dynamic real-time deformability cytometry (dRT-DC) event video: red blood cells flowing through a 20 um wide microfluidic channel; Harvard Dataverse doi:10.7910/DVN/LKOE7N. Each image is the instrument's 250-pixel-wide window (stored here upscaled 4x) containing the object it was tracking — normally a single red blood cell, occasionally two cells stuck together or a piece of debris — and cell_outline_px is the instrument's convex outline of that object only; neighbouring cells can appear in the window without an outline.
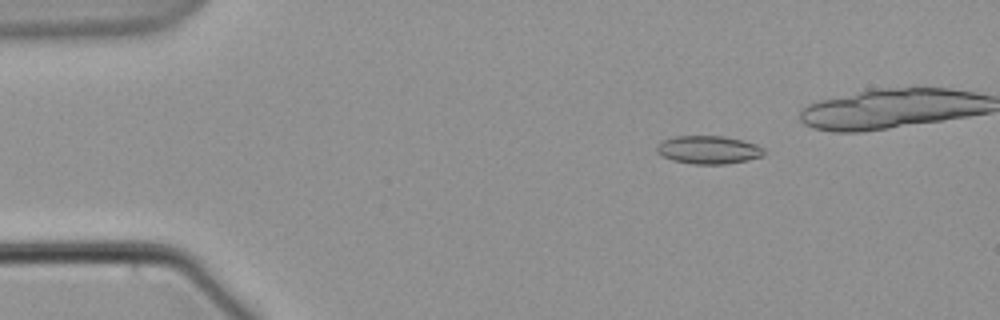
{"species": "common noctule bat (a hibernating species)", "species_latin": "Nyctalus noctula", "temperature_condition": "warm", "stored_images_in_passage": 48, "camera_frame_rate_fps": 3000, "um_per_image_px": 0.085, "animal": {"sex": "male", "body_mass_g": 21.5, "forearm_length_mm": 52.0}, "frame": {"image": 1, "passage_image": 10, "time_ms": 3.0, "image_size_px": [1000, 320], "cell_outline_px": [[764, 156], [748, 160], [724, 164], [692, 164], [672, 160], [656, 152], [656, 144], [664, 140], [676, 136], [724, 136], [756, 144], [764, 148]], "centroid_in_image_um": [60.22, 12.74], "position_along_channel_um": 24.8, "area_um2": 17.57}}
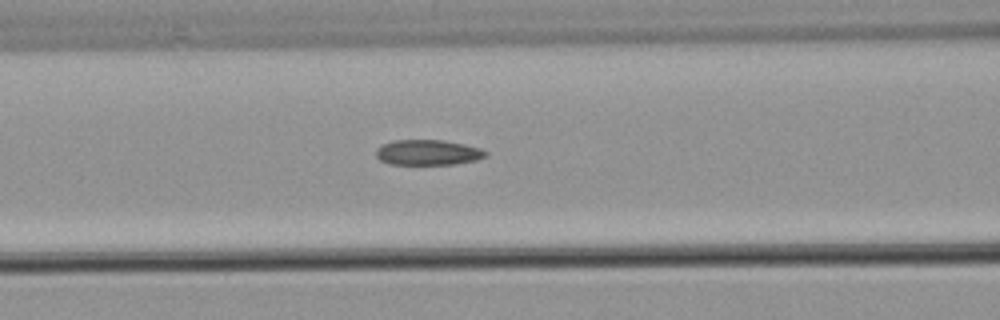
{"frame": {"image": 2, "passage_image": 25, "time_ms": 8.0, "image_size_px": [1000, 320], "cell_outline_px": [[488, 156], [476, 160], [456, 164], [388, 164], [380, 160], [376, 156], [376, 148], [380, 144], [392, 140], [444, 140], [464, 144], [480, 148], [488, 152]], "centroid_in_image_um": [36.36, 12.95], "position_along_channel_um": 130.2, "area_um2": 16.42}}
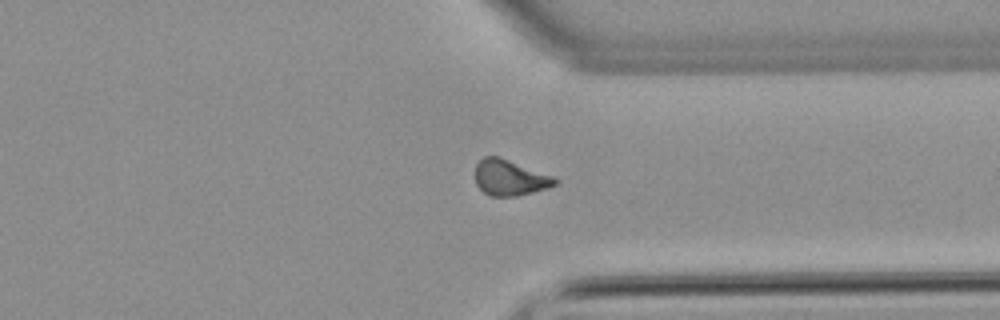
{"frame": {"image": 3, "passage_image": 45, "time_ms": 14.667, "image_size_px": [1000, 320], "cell_outline_px": [[560, 180], [556, 184], [548, 188], [516, 196], [488, 196], [476, 184], [476, 164], [484, 156], [500, 156], [552, 176]], "centroid_in_image_um": [43.33, 15.1], "position_along_channel_um": 368.1, "area_um2": 16.59}}